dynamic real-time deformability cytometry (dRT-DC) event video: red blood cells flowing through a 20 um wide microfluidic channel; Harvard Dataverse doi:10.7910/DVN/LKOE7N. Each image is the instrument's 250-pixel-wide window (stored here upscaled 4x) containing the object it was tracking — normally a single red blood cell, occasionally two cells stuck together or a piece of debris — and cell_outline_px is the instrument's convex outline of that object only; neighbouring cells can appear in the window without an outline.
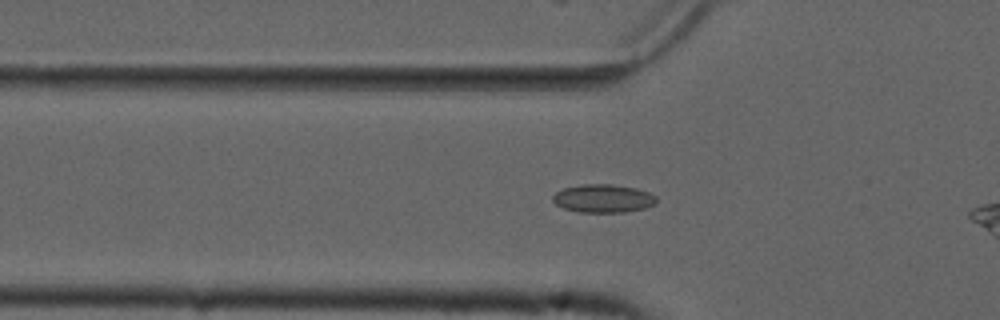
{"species": "common noctule bat (a hibernating species)", "species_latin": "Nyctalus noctula", "temperature_condition": "cold", "stored_images_in_passage": 41, "camera_frame_rate_fps": 3000, "um_per_image_px": 0.085, "animal": {"sex": "male", "forearm_length_mm": 52.5}, "frame": {"image": 1, "passage_image": 12, "time_ms": 3.667, "image_size_px": [1000, 320], "cell_outline_px": [[656, 204], [644, 208], [624, 212], [580, 212], [564, 208], [556, 204], [552, 200], [552, 196], [556, 192], [564, 188], [580, 184], [612, 184], [636, 188], [648, 192], [656, 196]], "centroid_in_image_um": [51.27, 16.86], "position_along_channel_um": 74.5, "area_um2": 17.05}}
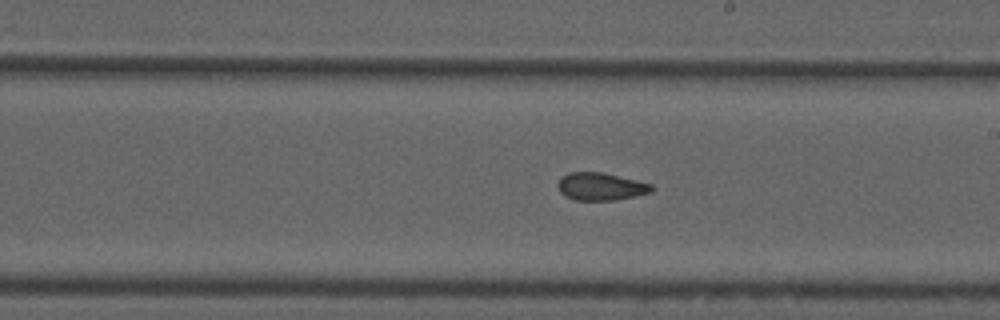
{"frame": {"image": 2, "passage_image": 25, "time_ms": 8.0, "image_size_px": [1000, 320], "cell_outline_px": [[656, 188], [652, 192], [636, 196], [616, 200], [576, 200], [564, 196], [560, 192], [556, 184], [560, 176], [568, 172], [600, 172], [636, 180], [652, 184]], "centroid_in_image_um": [51.05, 15.85], "position_along_channel_um": 238.0, "area_um2": 15.32}}
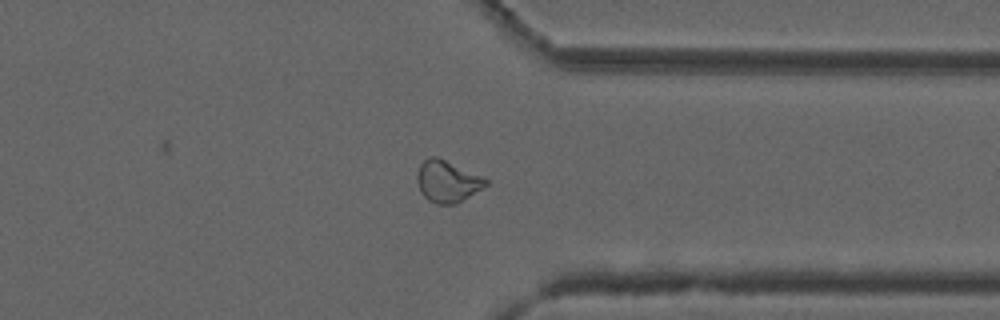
{"frame": {"image": 3, "passage_image": 36, "time_ms": 11.667, "image_size_px": [1000, 320], "cell_outline_px": [[488, 184], [456, 204], [436, 204], [428, 200], [420, 192], [416, 180], [416, 176], [420, 164], [428, 156], [436, 156], [484, 176], [488, 180]], "centroid_in_image_um": [38.01, 15.4], "position_along_channel_um": 373.4, "area_um2": 16.82}, "authors_computed_cell_mechanics": {"area_um2": 16.2418, "velocity_mm_per_s": 3.7653, "shape_relaxation_time_tau1_ms": null, "shape_relaxation_time_tau2_ms": 2.4248, "deformation_change_tau1": null, "deformation_change_tau2": 0.084}}